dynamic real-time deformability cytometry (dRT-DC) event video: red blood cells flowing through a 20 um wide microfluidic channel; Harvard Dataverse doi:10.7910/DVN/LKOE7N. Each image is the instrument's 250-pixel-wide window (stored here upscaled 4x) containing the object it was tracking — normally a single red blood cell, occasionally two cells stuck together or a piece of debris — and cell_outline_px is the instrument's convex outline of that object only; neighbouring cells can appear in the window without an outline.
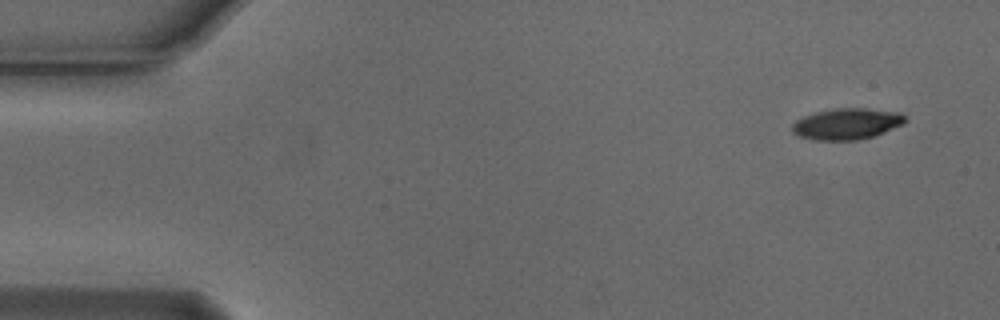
{"species": "Egyptian fruit bat (a non-hibernating species)", "species_latin": "Rousettus aegyptiacus", "temperature_condition": "cold", "stored_images_in_passage": 5, "camera_frame_rate_fps": 3000, "um_per_image_px": 0.085, "animal": {"sex": "male"}, "frame": {"image": 1, "passage_image": 1, "time_ms": 0.0, "image_size_px": [1000, 320], "cell_outline_px": [[908, 120], [904, 124], [884, 132], [872, 136], [856, 140], [812, 140], [800, 136], [792, 132], [792, 124], [796, 120], [804, 116], [816, 112], [836, 108], [864, 108], [900, 112]], "centroid_in_image_um": [71.99, 10.52], "position_along_channel_um": 13.0, "area_um2": 20.52}}
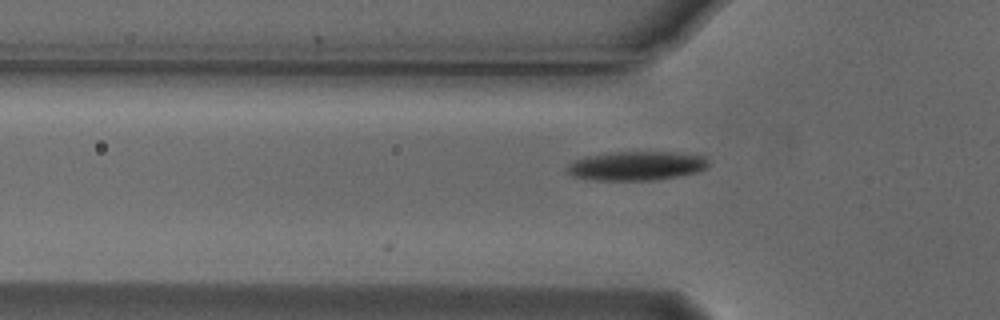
{"frame": {"image": 2, "passage_image": 5, "time_ms": 1.333, "image_size_px": [1000, 320], "cell_outline_px": [[708, 164], [704, 168], [696, 172], [656, 180], [592, 180], [572, 176], [564, 172], [564, 168], [568, 164], [576, 160], [588, 156], [616, 152], [676, 152], [704, 156], [708, 160]], "centroid_in_image_um": [54.04, 14.1], "position_along_channel_um": 71.8, "area_um2": 23.87}}